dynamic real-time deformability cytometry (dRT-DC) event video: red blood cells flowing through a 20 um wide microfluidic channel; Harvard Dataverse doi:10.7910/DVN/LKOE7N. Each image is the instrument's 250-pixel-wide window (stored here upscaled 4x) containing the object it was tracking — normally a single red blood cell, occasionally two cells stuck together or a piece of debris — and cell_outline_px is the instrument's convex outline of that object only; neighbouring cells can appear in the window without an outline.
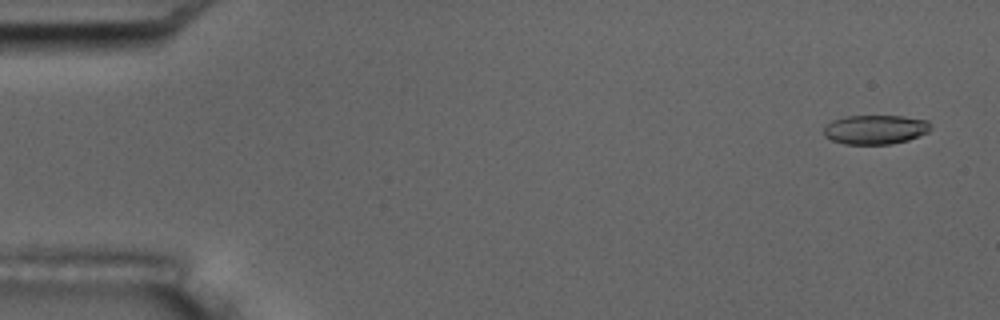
{"species": "common noctule bat (a hibernating species)", "species_latin": "Nyctalus noctula", "temperature_condition": "room temperature", "stored_images_in_passage": 4, "camera_frame_rate_fps": 3000, "um_per_image_px": 0.085, "animal": {"sex": "male", "body_mass_g": 17.5, "forearm_length_mm": 52.3}, "frame": {"image": 1, "passage_image": 1, "time_ms": 0.0, "image_size_px": [1000, 320], "cell_outline_px": [[932, 128], [928, 132], [908, 140], [892, 144], [844, 144], [832, 140], [824, 136], [824, 128], [832, 120], [848, 116], [904, 116], [928, 120]], "centroid_in_image_um": [74.43, 11.01], "position_along_channel_um": 10.6, "area_um2": 18.26}}